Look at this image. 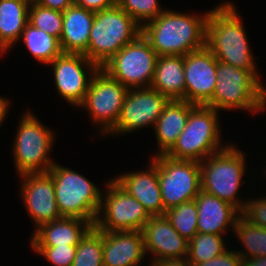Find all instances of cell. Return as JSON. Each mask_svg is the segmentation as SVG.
<instances>
[{"label": "cell", "instance_id": "cell-1", "mask_svg": "<svg viewBox=\"0 0 266 266\" xmlns=\"http://www.w3.org/2000/svg\"><path fill=\"white\" fill-rule=\"evenodd\" d=\"M204 13L198 16L166 8L156 19L142 26L141 34L158 56H185L206 46V23L210 10Z\"/></svg>", "mask_w": 266, "mask_h": 266}, {"label": "cell", "instance_id": "cell-2", "mask_svg": "<svg viewBox=\"0 0 266 266\" xmlns=\"http://www.w3.org/2000/svg\"><path fill=\"white\" fill-rule=\"evenodd\" d=\"M236 5L229 1L210 9L206 23V47L218 61L234 67L259 72L244 23Z\"/></svg>", "mask_w": 266, "mask_h": 266}, {"label": "cell", "instance_id": "cell-3", "mask_svg": "<svg viewBox=\"0 0 266 266\" xmlns=\"http://www.w3.org/2000/svg\"><path fill=\"white\" fill-rule=\"evenodd\" d=\"M260 72H249L217 62L216 88L205 104L217 111L243 110L252 114L266 110V86L260 80Z\"/></svg>", "mask_w": 266, "mask_h": 266}, {"label": "cell", "instance_id": "cell-4", "mask_svg": "<svg viewBox=\"0 0 266 266\" xmlns=\"http://www.w3.org/2000/svg\"><path fill=\"white\" fill-rule=\"evenodd\" d=\"M246 155L236 144L228 143L200 162L201 190L232 204L240 212L246 204L238 196L239 188L245 183L242 180L247 171Z\"/></svg>", "mask_w": 266, "mask_h": 266}, {"label": "cell", "instance_id": "cell-5", "mask_svg": "<svg viewBox=\"0 0 266 266\" xmlns=\"http://www.w3.org/2000/svg\"><path fill=\"white\" fill-rule=\"evenodd\" d=\"M141 33L142 27L116 4L95 12L88 47L83 54L101 68Z\"/></svg>", "mask_w": 266, "mask_h": 266}, {"label": "cell", "instance_id": "cell-6", "mask_svg": "<svg viewBox=\"0 0 266 266\" xmlns=\"http://www.w3.org/2000/svg\"><path fill=\"white\" fill-rule=\"evenodd\" d=\"M48 173L53 179L55 199L62 217H76L93 226L101 206L102 189L78 171L57 162Z\"/></svg>", "mask_w": 266, "mask_h": 266}, {"label": "cell", "instance_id": "cell-7", "mask_svg": "<svg viewBox=\"0 0 266 266\" xmlns=\"http://www.w3.org/2000/svg\"><path fill=\"white\" fill-rule=\"evenodd\" d=\"M219 111L206 105H196L190 112L186 126L176 143L165 154L178 160L201 162L209 155L224 149L222 145Z\"/></svg>", "mask_w": 266, "mask_h": 266}, {"label": "cell", "instance_id": "cell-8", "mask_svg": "<svg viewBox=\"0 0 266 266\" xmlns=\"http://www.w3.org/2000/svg\"><path fill=\"white\" fill-rule=\"evenodd\" d=\"M22 114L12 146L16 173H46L55 163L49 157L55 134L32 111Z\"/></svg>", "mask_w": 266, "mask_h": 266}, {"label": "cell", "instance_id": "cell-9", "mask_svg": "<svg viewBox=\"0 0 266 266\" xmlns=\"http://www.w3.org/2000/svg\"><path fill=\"white\" fill-rule=\"evenodd\" d=\"M157 57L147 39L140 34L103 64L101 69L127 89L148 88L154 77Z\"/></svg>", "mask_w": 266, "mask_h": 266}, {"label": "cell", "instance_id": "cell-10", "mask_svg": "<svg viewBox=\"0 0 266 266\" xmlns=\"http://www.w3.org/2000/svg\"><path fill=\"white\" fill-rule=\"evenodd\" d=\"M105 185L94 226L101 231H141L151 215L112 178Z\"/></svg>", "mask_w": 266, "mask_h": 266}, {"label": "cell", "instance_id": "cell-11", "mask_svg": "<svg viewBox=\"0 0 266 266\" xmlns=\"http://www.w3.org/2000/svg\"><path fill=\"white\" fill-rule=\"evenodd\" d=\"M158 165V178L165 212L194 200L201 191L200 162L178 160L165 154L151 157Z\"/></svg>", "mask_w": 266, "mask_h": 266}, {"label": "cell", "instance_id": "cell-12", "mask_svg": "<svg viewBox=\"0 0 266 266\" xmlns=\"http://www.w3.org/2000/svg\"><path fill=\"white\" fill-rule=\"evenodd\" d=\"M127 92L125 86L99 68L78 109L87 110L93 124L100 128L101 135H107L119 119Z\"/></svg>", "mask_w": 266, "mask_h": 266}, {"label": "cell", "instance_id": "cell-13", "mask_svg": "<svg viewBox=\"0 0 266 266\" xmlns=\"http://www.w3.org/2000/svg\"><path fill=\"white\" fill-rule=\"evenodd\" d=\"M170 99L150 87L128 89L115 127L107 134L128 135L154 126Z\"/></svg>", "mask_w": 266, "mask_h": 266}, {"label": "cell", "instance_id": "cell-14", "mask_svg": "<svg viewBox=\"0 0 266 266\" xmlns=\"http://www.w3.org/2000/svg\"><path fill=\"white\" fill-rule=\"evenodd\" d=\"M49 65L53 67V82L60 97L78 108L100 67L81 53H62Z\"/></svg>", "mask_w": 266, "mask_h": 266}, {"label": "cell", "instance_id": "cell-15", "mask_svg": "<svg viewBox=\"0 0 266 266\" xmlns=\"http://www.w3.org/2000/svg\"><path fill=\"white\" fill-rule=\"evenodd\" d=\"M19 177V193L30 219L35 223V229L44 223L62 218L55 199L53 179L48 172L26 173Z\"/></svg>", "mask_w": 266, "mask_h": 266}, {"label": "cell", "instance_id": "cell-16", "mask_svg": "<svg viewBox=\"0 0 266 266\" xmlns=\"http://www.w3.org/2000/svg\"><path fill=\"white\" fill-rule=\"evenodd\" d=\"M218 60L205 46L184 56L185 101L205 105L216 88Z\"/></svg>", "mask_w": 266, "mask_h": 266}, {"label": "cell", "instance_id": "cell-17", "mask_svg": "<svg viewBox=\"0 0 266 266\" xmlns=\"http://www.w3.org/2000/svg\"><path fill=\"white\" fill-rule=\"evenodd\" d=\"M141 231L146 254H152L148 263L187 258L189 241L173 228L165 215L151 216Z\"/></svg>", "mask_w": 266, "mask_h": 266}, {"label": "cell", "instance_id": "cell-18", "mask_svg": "<svg viewBox=\"0 0 266 266\" xmlns=\"http://www.w3.org/2000/svg\"><path fill=\"white\" fill-rule=\"evenodd\" d=\"M146 170L127 172L113 180L137 199L151 216L164 215V204L158 178V165L150 158Z\"/></svg>", "mask_w": 266, "mask_h": 266}, {"label": "cell", "instance_id": "cell-19", "mask_svg": "<svg viewBox=\"0 0 266 266\" xmlns=\"http://www.w3.org/2000/svg\"><path fill=\"white\" fill-rule=\"evenodd\" d=\"M146 255L142 231H103L104 266H139Z\"/></svg>", "mask_w": 266, "mask_h": 266}, {"label": "cell", "instance_id": "cell-20", "mask_svg": "<svg viewBox=\"0 0 266 266\" xmlns=\"http://www.w3.org/2000/svg\"><path fill=\"white\" fill-rule=\"evenodd\" d=\"M198 209V233L224 235L228 227L233 228L241 212L232 204L203 192L195 197Z\"/></svg>", "mask_w": 266, "mask_h": 266}, {"label": "cell", "instance_id": "cell-21", "mask_svg": "<svg viewBox=\"0 0 266 266\" xmlns=\"http://www.w3.org/2000/svg\"><path fill=\"white\" fill-rule=\"evenodd\" d=\"M93 225L84 219L62 217L34 229L30 247L77 246Z\"/></svg>", "mask_w": 266, "mask_h": 266}, {"label": "cell", "instance_id": "cell-22", "mask_svg": "<svg viewBox=\"0 0 266 266\" xmlns=\"http://www.w3.org/2000/svg\"><path fill=\"white\" fill-rule=\"evenodd\" d=\"M195 106V104L184 100H170L168 102L154 129H152L158 143V150L152 156L166 154L173 147L186 126L189 112Z\"/></svg>", "mask_w": 266, "mask_h": 266}, {"label": "cell", "instance_id": "cell-23", "mask_svg": "<svg viewBox=\"0 0 266 266\" xmlns=\"http://www.w3.org/2000/svg\"><path fill=\"white\" fill-rule=\"evenodd\" d=\"M95 12L75 4L63 11L60 46L63 53L83 54L88 47Z\"/></svg>", "mask_w": 266, "mask_h": 266}, {"label": "cell", "instance_id": "cell-24", "mask_svg": "<svg viewBox=\"0 0 266 266\" xmlns=\"http://www.w3.org/2000/svg\"><path fill=\"white\" fill-rule=\"evenodd\" d=\"M150 88L170 100L185 101L184 56H158Z\"/></svg>", "mask_w": 266, "mask_h": 266}, {"label": "cell", "instance_id": "cell-25", "mask_svg": "<svg viewBox=\"0 0 266 266\" xmlns=\"http://www.w3.org/2000/svg\"><path fill=\"white\" fill-rule=\"evenodd\" d=\"M31 0H0V46L7 53L28 24Z\"/></svg>", "mask_w": 266, "mask_h": 266}, {"label": "cell", "instance_id": "cell-26", "mask_svg": "<svg viewBox=\"0 0 266 266\" xmlns=\"http://www.w3.org/2000/svg\"><path fill=\"white\" fill-rule=\"evenodd\" d=\"M19 41H23L26 49L38 63H44L46 66L63 53L58 38L37 29L29 22L22 31Z\"/></svg>", "mask_w": 266, "mask_h": 266}, {"label": "cell", "instance_id": "cell-27", "mask_svg": "<svg viewBox=\"0 0 266 266\" xmlns=\"http://www.w3.org/2000/svg\"><path fill=\"white\" fill-rule=\"evenodd\" d=\"M234 238L243 244L242 250H235L241 258L266 256V228L252 225L242 216L235 222Z\"/></svg>", "mask_w": 266, "mask_h": 266}, {"label": "cell", "instance_id": "cell-28", "mask_svg": "<svg viewBox=\"0 0 266 266\" xmlns=\"http://www.w3.org/2000/svg\"><path fill=\"white\" fill-rule=\"evenodd\" d=\"M222 235L197 233L188 242L187 260L194 266L217 257L227 250Z\"/></svg>", "mask_w": 266, "mask_h": 266}, {"label": "cell", "instance_id": "cell-29", "mask_svg": "<svg viewBox=\"0 0 266 266\" xmlns=\"http://www.w3.org/2000/svg\"><path fill=\"white\" fill-rule=\"evenodd\" d=\"M72 266H104L103 231L95 226L87 231L77 245Z\"/></svg>", "mask_w": 266, "mask_h": 266}, {"label": "cell", "instance_id": "cell-30", "mask_svg": "<svg viewBox=\"0 0 266 266\" xmlns=\"http://www.w3.org/2000/svg\"><path fill=\"white\" fill-rule=\"evenodd\" d=\"M164 215L173 228L187 241H190L198 233V209L195 200L172 207Z\"/></svg>", "mask_w": 266, "mask_h": 266}, {"label": "cell", "instance_id": "cell-31", "mask_svg": "<svg viewBox=\"0 0 266 266\" xmlns=\"http://www.w3.org/2000/svg\"><path fill=\"white\" fill-rule=\"evenodd\" d=\"M28 22L39 30L60 40L62 35L63 12L41 6L31 0L28 10Z\"/></svg>", "mask_w": 266, "mask_h": 266}, {"label": "cell", "instance_id": "cell-32", "mask_svg": "<svg viewBox=\"0 0 266 266\" xmlns=\"http://www.w3.org/2000/svg\"><path fill=\"white\" fill-rule=\"evenodd\" d=\"M160 0H117V4L141 27L161 15L166 8ZM162 7V8H161Z\"/></svg>", "mask_w": 266, "mask_h": 266}, {"label": "cell", "instance_id": "cell-33", "mask_svg": "<svg viewBox=\"0 0 266 266\" xmlns=\"http://www.w3.org/2000/svg\"><path fill=\"white\" fill-rule=\"evenodd\" d=\"M54 266H72L77 246L31 247Z\"/></svg>", "mask_w": 266, "mask_h": 266}, {"label": "cell", "instance_id": "cell-34", "mask_svg": "<svg viewBox=\"0 0 266 266\" xmlns=\"http://www.w3.org/2000/svg\"><path fill=\"white\" fill-rule=\"evenodd\" d=\"M263 196V197H262ZM246 204L241 216L252 225L266 228V196L245 199Z\"/></svg>", "mask_w": 266, "mask_h": 266}, {"label": "cell", "instance_id": "cell-35", "mask_svg": "<svg viewBox=\"0 0 266 266\" xmlns=\"http://www.w3.org/2000/svg\"><path fill=\"white\" fill-rule=\"evenodd\" d=\"M241 260L242 258L235 249H227L217 257L194 266H241Z\"/></svg>", "mask_w": 266, "mask_h": 266}, {"label": "cell", "instance_id": "cell-36", "mask_svg": "<svg viewBox=\"0 0 266 266\" xmlns=\"http://www.w3.org/2000/svg\"><path fill=\"white\" fill-rule=\"evenodd\" d=\"M74 4L87 10L97 12L117 4V0H74Z\"/></svg>", "mask_w": 266, "mask_h": 266}, {"label": "cell", "instance_id": "cell-37", "mask_svg": "<svg viewBox=\"0 0 266 266\" xmlns=\"http://www.w3.org/2000/svg\"><path fill=\"white\" fill-rule=\"evenodd\" d=\"M35 3L50 8L52 10L63 12L74 4V0H33Z\"/></svg>", "mask_w": 266, "mask_h": 266}, {"label": "cell", "instance_id": "cell-38", "mask_svg": "<svg viewBox=\"0 0 266 266\" xmlns=\"http://www.w3.org/2000/svg\"><path fill=\"white\" fill-rule=\"evenodd\" d=\"M147 266H193L187 258L183 259H164L157 262H152Z\"/></svg>", "mask_w": 266, "mask_h": 266}, {"label": "cell", "instance_id": "cell-39", "mask_svg": "<svg viewBox=\"0 0 266 266\" xmlns=\"http://www.w3.org/2000/svg\"><path fill=\"white\" fill-rule=\"evenodd\" d=\"M10 101L7 97L0 96V127L2 126L5 119H7L8 111L10 107Z\"/></svg>", "mask_w": 266, "mask_h": 266}, {"label": "cell", "instance_id": "cell-40", "mask_svg": "<svg viewBox=\"0 0 266 266\" xmlns=\"http://www.w3.org/2000/svg\"><path fill=\"white\" fill-rule=\"evenodd\" d=\"M241 266H266V256L242 258Z\"/></svg>", "mask_w": 266, "mask_h": 266}, {"label": "cell", "instance_id": "cell-41", "mask_svg": "<svg viewBox=\"0 0 266 266\" xmlns=\"http://www.w3.org/2000/svg\"><path fill=\"white\" fill-rule=\"evenodd\" d=\"M5 50L0 46V56L2 55L3 56V54L5 55Z\"/></svg>", "mask_w": 266, "mask_h": 266}]
</instances>
